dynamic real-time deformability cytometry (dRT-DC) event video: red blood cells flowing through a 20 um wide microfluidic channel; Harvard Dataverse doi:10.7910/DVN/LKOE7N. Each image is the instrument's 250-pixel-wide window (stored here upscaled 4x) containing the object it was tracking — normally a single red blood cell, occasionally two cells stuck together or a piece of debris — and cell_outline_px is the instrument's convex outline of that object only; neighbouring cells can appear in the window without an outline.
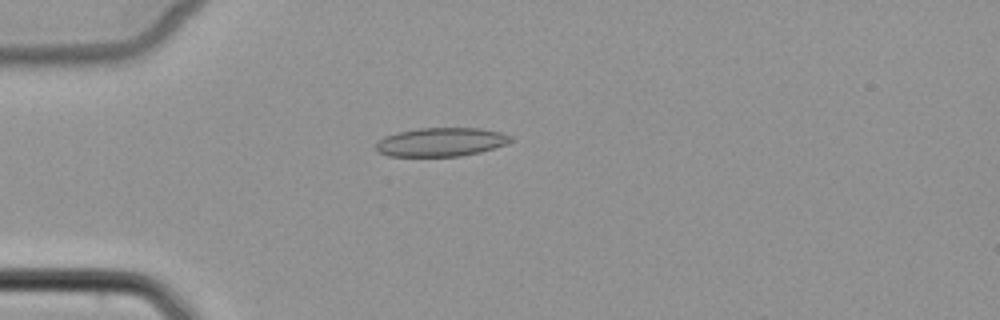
{"species": "common noctule bat (a hibernating species)", "species_latin": "Nyctalus noctula", "temperature_condition": "cold", "stored_images_in_passage": 5, "camera_frame_rate_fps": 3000, "um_per_image_px": 0.085, "animal": {"sex": "female", "body_mass_g": 22.7, "forearm_length_mm": 54.2}, "frame": {"image": 1, "passage_image": 4, "time_ms": 4.667, "image_size_px": [1000, 320], "cell_outline_px": [[512, 140], [504, 144], [480, 152], [460, 156], [388, 156], [380, 152], [376, 148], [376, 140], [384, 136], [396, 132], [420, 128], [480, 128], [500, 132], [512, 136]], "centroid_in_image_um": [37.44, 12.06], "position_along_channel_um": 47.6, "area_um2": 22.48}}